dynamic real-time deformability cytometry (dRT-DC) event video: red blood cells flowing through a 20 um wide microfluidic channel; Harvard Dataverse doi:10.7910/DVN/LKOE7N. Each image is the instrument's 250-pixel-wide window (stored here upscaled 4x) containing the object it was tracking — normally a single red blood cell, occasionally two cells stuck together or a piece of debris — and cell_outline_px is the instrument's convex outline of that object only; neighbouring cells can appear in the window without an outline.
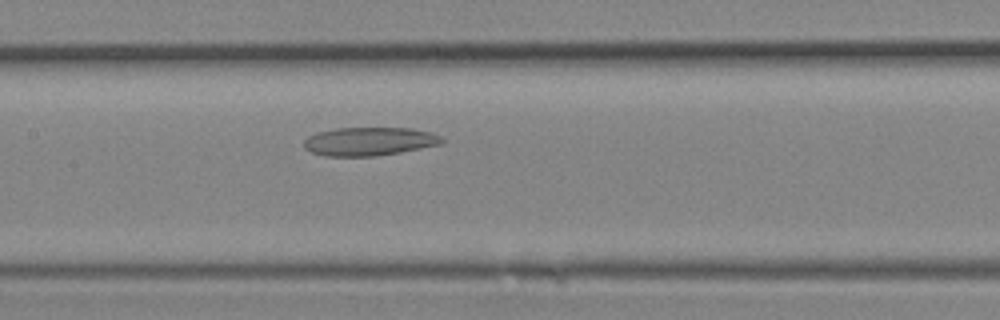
{"species": "Egyptian fruit bat (a non-hibernating species)", "species_latin": "Rousettus aegyptiacus", "temperature_condition": "room temperature", "stored_images_in_passage": 7, "segment_of_instrument_passage": [1, 2], "camera_frame_rate_fps": 3000, "um_per_image_px": 0.085, "animal": {"sex": "female"}, "frame": {"image": 1, "passage_image": 6, "time_ms": 1.667, "image_size_px": [1000, 320], "cell_outline_px": [[444, 144], [400, 152], [376, 156], [324, 156], [312, 152], [304, 148], [304, 140], [308, 136], [316, 132], [336, 128], [412, 128], [432, 132], [440, 136], [444, 140]], "centroid_in_image_um": [31.4, 12.02], "position_along_channel_um": 176.0, "area_um2": 23.06}}